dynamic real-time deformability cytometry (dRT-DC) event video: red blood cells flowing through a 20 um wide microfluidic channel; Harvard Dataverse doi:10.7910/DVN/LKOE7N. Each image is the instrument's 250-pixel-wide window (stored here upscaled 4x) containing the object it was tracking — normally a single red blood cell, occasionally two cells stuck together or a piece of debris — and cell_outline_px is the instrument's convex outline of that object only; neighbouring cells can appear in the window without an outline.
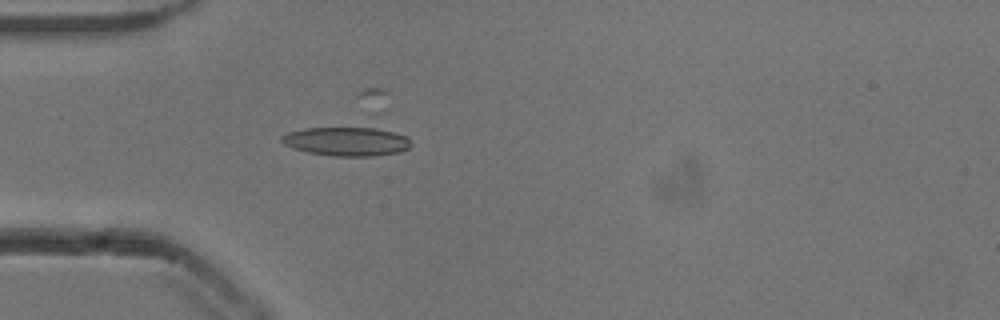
{"species": "common noctule bat (a hibernating species)", "species_latin": "Nyctalus noctula", "temperature_condition": "cold", "stored_images_in_passage": 13, "camera_frame_rate_fps": 3000, "um_per_image_px": 0.085, "animal": {"sex": "male", "body_mass_g": 13.3}, "frame": {"image": 1, "passage_image": 6, "time_ms": 1.667, "image_size_px": [1000, 320], "cell_outline_px": [[412, 144], [408, 148], [400, 152], [372, 156], [332, 156], [308, 152], [292, 148], [284, 144], [280, 140], [280, 136], [288, 132], [304, 128], [364, 124], [368, 124], [396, 132], [408, 136]], "centroid_in_image_um": [29.5, 11.95], "position_along_channel_um": 55.5, "area_um2": 23.18}}
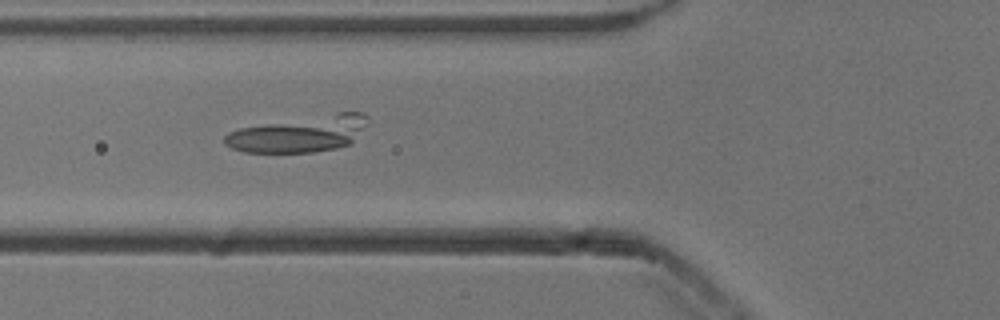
{"frame": {"image": 2, "passage_image": 10, "time_ms": 3.0, "image_size_px": [1000, 320], "cell_outline_px": [[368, 116], [352, 140], [348, 144], [336, 148], [312, 152], [244, 152], [232, 148], [224, 144], [224, 136], [228, 132], [240, 128], [340, 112], [364, 112]], "centroid_in_image_um": [25.37, 11.4], "position_along_channel_um": 100.4, "area_um2": 29.13}}